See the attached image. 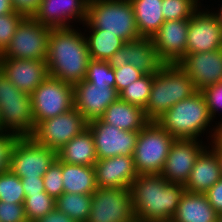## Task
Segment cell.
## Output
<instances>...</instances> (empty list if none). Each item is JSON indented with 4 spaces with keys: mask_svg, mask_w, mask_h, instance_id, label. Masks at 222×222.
I'll use <instances>...</instances> for the list:
<instances>
[{
    "mask_svg": "<svg viewBox=\"0 0 222 222\" xmlns=\"http://www.w3.org/2000/svg\"><path fill=\"white\" fill-rule=\"evenodd\" d=\"M135 220L169 221L174 217L181 196V183H169L160 174H138L130 185Z\"/></svg>",
    "mask_w": 222,
    "mask_h": 222,
    "instance_id": "6da1fadb",
    "label": "cell"
},
{
    "mask_svg": "<svg viewBox=\"0 0 222 222\" xmlns=\"http://www.w3.org/2000/svg\"><path fill=\"white\" fill-rule=\"evenodd\" d=\"M57 158L67 164L94 166L97 159L91 131L87 128L57 151Z\"/></svg>",
    "mask_w": 222,
    "mask_h": 222,
    "instance_id": "484cf974",
    "label": "cell"
},
{
    "mask_svg": "<svg viewBox=\"0 0 222 222\" xmlns=\"http://www.w3.org/2000/svg\"><path fill=\"white\" fill-rule=\"evenodd\" d=\"M87 11V0H41L32 17L52 29L71 28L86 22Z\"/></svg>",
    "mask_w": 222,
    "mask_h": 222,
    "instance_id": "9a60e30c",
    "label": "cell"
},
{
    "mask_svg": "<svg viewBox=\"0 0 222 222\" xmlns=\"http://www.w3.org/2000/svg\"><path fill=\"white\" fill-rule=\"evenodd\" d=\"M51 29L33 17H25L0 58L46 60Z\"/></svg>",
    "mask_w": 222,
    "mask_h": 222,
    "instance_id": "ba28073f",
    "label": "cell"
},
{
    "mask_svg": "<svg viewBox=\"0 0 222 222\" xmlns=\"http://www.w3.org/2000/svg\"><path fill=\"white\" fill-rule=\"evenodd\" d=\"M215 152H216L217 158H218L219 163H220L221 174H222V151H215Z\"/></svg>",
    "mask_w": 222,
    "mask_h": 222,
    "instance_id": "681fc988",
    "label": "cell"
},
{
    "mask_svg": "<svg viewBox=\"0 0 222 222\" xmlns=\"http://www.w3.org/2000/svg\"><path fill=\"white\" fill-rule=\"evenodd\" d=\"M17 138L18 136L12 133L0 132V173L9 169L12 147Z\"/></svg>",
    "mask_w": 222,
    "mask_h": 222,
    "instance_id": "60d3db41",
    "label": "cell"
},
{
    "mask_svg": "<svg viewBox=\"0 0 222 222\" xmlns=\"http://www.w3.org/2000/svg\"><path fill=\"white\" fill-rule=\"evenodd\" d=\"M41 0H12L14 10L25 17H32L38 10Z\"/></svg>",
    "mask_w": 222,
    "mask_h": 222,
    "instance_id": "7bdbcfd3",
    "label": "cell"
},
{
    "mask_svg": "<svg viewBox=\"0 0 222 222\" xmlns=\"http://www.w3.org/2000/svg\"><path fill=\"white\" fill-rule=\"evenodd\" d=\"M15 11L12 0H0V15L9 14Z\"/></svg>",
    "mask_w": 222,
    "mask_h": 222,
    "instance_id": "7dc6e473",
    "label": "cell"
},
{
    "mask_svg": "<svg viewBox=\"0 0 222 222\" xmlns=\"http://www.w3.org/2000/svg\"><path fill=\"white\" fill-rule=\"evenodd\" d=\"M141 37H152L164 23L162 0H130Z\"/></svg>",
    "mask_w": 222,
    "mask_h": 222,
    "instance_id": "4316f807",
    "label": "cell"
},
{
    "mask_svg": "<svg viewBox=\"0 0 222 222\" xmlns=\"http://www.w3.org/2000/svg\"><path fill=\"white\" fill-rule=\"evenodd\" d=\"M100 119L125 131H140L149 122L144 109L120 98L106 108Z\"/></svg>",
    "mask_w": 222,
    "mask_h": 222,
    "instance_id": "cb8c5ba5",
    "label": "cell"
},
{
    "mask_svg": "<svg viewBox=\"0 0 222 222\" xmlns=\"http://www.w3.org/2000/svg\"><path fill=\"white\" fill-rule=\"evenodd\" d=\"M0 71L20 91L31 95L48 77L46 60L0 58Z\"/></svg>",
    "mask_w": 222,
    "mask_h": 222,
    "instance_id": "44dd1931",
    "label": "cell"
},
{
    "mask_svg": "<svg viewBox=\"0 0 222 222\" xmlns=\"http://www.w3.org/2000/svg\"><path fill=\"white\" fill-rule=\"evenodd\" d=\"M34 128L31 95L20 91L0 71V130L30 137Z\"/></svg>",
    "mask_w": 222,
    "mask_h": 222,
    "instance_id": "8992f818",
    "label": "cell"
},
{
    "mask_svg": "<svg viewBox=\"0 0 222 222\" xmlns=\"http://www.w3.org/2000/svg\"><path fill=\"white\" fill-rule=\"evenodd\" d=\"M156 122L175 139L204 141L206 136L209 143L216 127L201 91L173 105Z\"/></svg>",
    "mask_w": 222,
    "mask_h": 222,
    "instance_id": "3957f363",
    "label": "cell"
},
{
    "mask_svg": "<svg viewBox=\"0 0 222 222\" xmlns=\"http://www.w3.org/2000/svg\"><path fill=\"white\" fill-rule=\"evenodd\" d=\"M91 201L92 194L63 192L56 199L55 206L76 222H87L90 214Z\"/></svg>",
    "mask_w": 222,
    "mask_h": 222,
    "instance_id": "f546056e",
    "label": "cell"
},
{
    "mask_svg": "<svg viewBox=\"0 0 222 222\" xmlns=\"http://www.w3.org/2000/svg\"><path fill=\"white\" fill-rule=\"evenodd\" d=\"M93 136L97 159H107L118 155L132 156L138 131H125L103 122L100 118L88 122Z\"/></svg>",
    "mask_w": 222,
    "mask_h": 222,
    "instance_id": "5bb4252c",
    "label": "cell"
},
{
    "mask_svg": "<svg viewBox=\"0 0 222 222\" xmlns=\"http://www.w3.org/2000/svg\"><path fill=\"white\" fill-rule=\"evenodd\" d=\"M45 192L55 200L64 192L62 162L56 158L43 175Z\"/></svg>",
    "mask_w": 222,
    "mask_h": 222,
    "instance_id": "d590c367",
    "label": "cell"
},
{
    "mask_svg": "<svg viewBox=\"0 0 222 222\" xmlns=\"http://www.w3.org/2000/svg\"><path fill=\"white\" fill-rule=\"evenodd\" d=\"M210 5L201 4L189 20L186 54L211 52L222 48V24L212 10L214 4Z\"/></svg>",
    "mask_w": 222,
    "mask_h": 222,
    "instance_id": "7c38bea8",
    "label": "cell"
},
{
    "mask_svg": "<svg viewBox=\"0 0 222 222\" xmlns=\"http://www.w3.org/2000/svg\"><path fill=\"white\" fill-rule=\"evenodd\" d=\"M57 158V152L36 143L31 137H18L10 155L9 169L20 178L43 177Z\"/></svg>",
    "mask_w": 222,
    "mask_h": 222,
    "instance_id": "8fae6325",
    "label": "cell"
},
{
    "mask_svg": "<svg viewBox=\"0 0 222 222\" xmlns=\"http://www.w3.org/2000/svg\"><path fill=\"white\" fill-rule=\"evenodd\" d=\"M222 178L220 163L215 150L208 145L196 159L185 190L191 193H205Z\"/></svg>",
    "mask_w": 222,
    "mask_h": 222,
    "instance_id": "603a6c76",
    "label": "cell"
},
{
    "mask_svg": "<svg viewBox=\"0 0 222 222\" xmlns=\"http://www.w3.org/2000/svg\"><path fill=\"white\" fill-rule=\"evenodd\" d=\"M198 91L222 82V48L211 52L186 54L178 63Z\"/></svg>",
    "mask_w": 222,
    "mask_h": 222,
    "instance_id": "ffe728a7",
    "label": "cell"
},
{
    "mask_svg": "<svg viewBox=\"0 0 222 222\" xmlns=\"http://www.w3.org/2000/svg\"><path fill=\"white\" fill-rule=\"evenodd\" d=\"M196 92L194 82L177 63L163 64L154 74L145 115L149 121H156L173 105Z\"/></svg>",
    "mask_w": 222,
    "mask_h": 222,
    "instance_id": "277c9868",
    "label": "cell"
},
{
    "mask_svg": "<svg viewBox=\"0 0 222 222\" xmlns=\"http://www.w3.org/2000/svg\"><path fill=\"white\" fill-rule=\"evenodd\" d=\"M201 4V0H162V14L165 21L190 19Z\"/></svg>",
    "mask_w": 222,
    "mask_h": 222,
    "instance_id": "836d02e7",
    "label": "cell"
},
{
    "mask_svg": "<svg viewBox=\"0 0 222 222\" xmlns=\"http://www.w3.org/2000/svg\"><path fill=\"white\" fill-rule=\"evenodd\" d=\"M0 222H28L24 205L0 201Z\"/></svg>",
    "mask_w": 222,
    "mask_h": 222,
    "instance_id": "ab89813d",
    "label": "cell"
},
{
    "mask_svg": "<svg viewBox=\"0 0 222 222\" xmlns=\"http://www.w3.org/2000/svg\"><path fill=\"white\" fill-rule=\"evenodd\" d=\"M114 74L115 89L120 93L124 88L130 85L133 81L141 78L145 73L127 63L123 67L114 69Z\"/></svg>",
    "mask_w": 222,
    "mask_h": 222,
    "instance_id": "f35d334b",
    "label": "cell"
},
{
    "mask_svg": "<svg viewBox=\"0 0 222 222\" xmlns=\"http://www.w3.org/2000/svg\"><path fill=\"white\" fill-rule=\"evenodd\" d=\"M215 2H216V0H214ZM219 1V0H218ZM219 2H221L220 4H217L219 7L217 8V7H214V8H212V10L216 13V15L218 16V18H219V21H220V23L222 24V0L221 1H219ZM217 8V9H216Z\"/></svg>",
    "mask_w": 222,
    "mask_h": 222,
    "instance_id": "c3c4849f",
    "label": "cell"
},
{
    "mask_svg": "<svg viewBox=\"0 0 222 222\" xmlns=\"http://www.w3.org/2000/svg\"><path fill=\"white\" fill-rule=\"evenodd\" d=\"M35 126L74 107L73 85L49 76L31 94Z\"/></svg>",
    "mask_w": 222,
    "mask_h": 222,
    "instance_id": "30bf717a",
    "label": "cell"
},
{
    "mask_svg": "<svg viewBox=\"0 0 222 222\" xmlns=\"http://www.w3.org/2000/svg\"><path fill=\"white\" fill-rule=\"evenodd\" d=\"M90 59L107 61L125 43L115 34L104 33L101 29H82Z\"/></svg>",
    "mask_w": 222,
    "mask_h": 222,
    "instance_id": "f1b7e54d",
    "label": "cell"
},
{
    "mask_svg": "<svg viewBox=\"0 0 222 222\" xmlns=\"http://www.w3.org/2000/svg\"><path fill=\"white\" fill-rule=\"evenodd\" d=\"M153 78L154 74H144L124 88L119 93V98L129 104L145 109L151 93Z\"/></svg>",
    "mask_w": 222,
    "mask_h": 222,
    "instance_id": "4dcf8cb0",
    "label": "cell"
},
{
    "mask_svg": "<svg viewBox=\"0 0 222 222\" xmlns=\"http://www.w3.org/2000/svg\"><path fill=\"white\" fill-rule=\"evenodd\" d=\"M24 18V15L16 11L0 15V54L7 48L17 26Z\"/></svg>",
    "mask_w": 222,
    "mask_h": 222,
    "instance_id": "8d00e7d4",
    "label": "cell"
},
{
    "mask_svg": "<svg viewBox=\"0 0 222 222\" xmlns=\"http://www.w3.org/2000/svg\"><path fill=\"white\" fill-rule=\"evenodd\" d=\"M25 194H39L44 192L43 177L36 178H20Z\"/></svg>",
    "mask_w": 222,
    "mask_h": 222,
    "instance_id": "ee69618b",
    "label": "cell"
},
{
    "mask_svg": "<svg viewBox=\"0 0 222 222\" xmlns=\"http://www.w3.org/2000/svg\"><path fill=\"white\" fill-rule=\"evenodd\" d=\"M25 191L18 175L10 169L0 173V201L23 204Z\"/></svg>",
    "mask_w": 222,
    "mask_h": 222,
    "instance_id": "d6a6232c",
    "label": "cell"
},
{
    "mask_svg": "<svg viewBox=\"0 0 222 222\" xmlns=\"http://www.w3.org/2000/svg\"><path fill=\"white\" fill-rule=\"evenodd\" d=\"M153 222H173V221L169 220V221H153Z\"/></svg>",
    "mask_w": 222,
    "mask_h": 222,
    "instance_id": "816d5d0a",
    "label": "cell"
},
{
    "mask_svg": "<svg viewBox=\"0 0 222 222\" xmlns=\"http://www.w3.org/2000/svg\"><path fill=\"white\" fill-rule=\"evenodd\" d=\"M209 145L215 150V151H222V122H219L216 124L211 142Z\"/></svg>",
    "mask_w": 222,
    "mask_h": 222,
    "instance_id": "bcb514c9",
    "label": "cell"
},
{
    "mask_svg": "<svg viewBox=\"0 0 222 222\" xmlns=\"http://www.w3.org/2000/svg\"><path fill=\"white\" fill-rule=\"evenodd\" d=\"M218 222H222V213L219 214Z\"/></svg>",
    "mask_w": 222,
    "mask_h": 222,
    "instance_id": "f907efd6",
    "label": "cell"
},
{
    "mask_svg": "<svg viewBox=\"0 0 222 222\" xmlns=\"http://www.w3.org/2000/svg\"><path fill=\"white\" fill-rule=\"evenodd\" d=\"M175 138L156 121H149L140 131L133 152L138 174H160Z\"/></svg>",
    "mask_w": 222,
    "mask_h": 222,
    "instance_id": "52a82bcc",
    "label": "cell"
},
{
    "mask_svg": "<svg viewBox=\"0 0 222 222\" xmlns=\"http://www.w3.org/2000/svg\"><path fill=\"white\" fill-rule=\"evenodd\" d=\"M36 222H76V221L55 207L51 212H49L42 218L38 219Z\"/></svg>",
    "mask_w": 222,
    "mask_h": 222,
    "instance_id": "f6af8a7d",
    "label": "cell"
},
{
    "mask_svg": "<svg viewBox=\"0 0 222 222\" xmlns=\"http://www.w3.org/2000/svg\"><path fill=\"white\" fill-rule=\"evenodd\" d=\"M89 60L88 45L81 26L51 29L46 59L49 76L72 85L82 82Z\"/></svg>",
    "mask_w": 222,
    "mask_h": 222,
    "instance_id": "7a4b0ae2",
    "label": "cell"
},
{
    "mask_svg": "<svg viewBox=\"0 0 222 222\" xmlns=\"http://www.w3.org/2000/svg\"><path fill=\"white\" fill-rule=\"evenodd\" d=\"M189 20L164 21L151 37L156 53L164 64L178 63L186 55Z\"/></svg>",
    "mask_w": 222,
    "mask_h": 222,
    "instance_id": "ac0fdd59",
    "label": "cell"
},
{
    "mask_svg": "<svg viewBox=\"0 0 222 222\" xmlns=\"http://www.w3.org/2000/svg\"><path fill=\"white\" fill-rule=\"evenodd\" d=\"M209 145L198 139H175L160 175L169 183L185 185L196 159Z\"/></svg>",
    "mask_w": 222,
    "mask_h": 222,
    "instance_id": "2e32d148",
    "label": "cell"
},
{
    "mask_svg": "<svg viewBox=\"0 0 222 222\" xmlns=\"http://www.w3.org/2000/svg\"><path fill=\"white\" fill-rule=\"evenodd\" d=\"M205 195L214 208V210L218 213H222V178L218 180L210 189L205 192Z\"/></svg>",
    "mask_w": 222,
    "mask_h": 222,
    "instance_id": "b9f144b4",
    "label": "cell"
},
{
    "mask_svg": "<svg viewBox=\"0 0 222 222\" xmlns=\"http://www.w3.org/2000/svg\"><path fill=\"white\" fill-rule=\"evenodd\" d=\"M87 127L88 121L73 107L67 112L38 123L30 137L36 143L57 152Z\"/></svg>",
    "mask_w": 222,
    "mask_h": 222,
    "instance_id": "9c48e42d",
    "label": "cell"
},
{
    "mask_svg": "<svg viewBox=\"0 0 222 222\" xmlns=\"http://www.w3.org/2000/svg\"><path fill=\"white\" fill-rule=\"evenodd\" d=\"M107 62L113 69L128 63L145 74H155L164 64L159 59L150 37H140L137 40L125 42Z\"/></svg>",
    "mask_w": 222,
    "mask_h": 222,
    "instance_id": "e0dca14e",
    "label": "cell"
},
{
    "mask_svg": "<svg viewBox=\"0 0 222 222\" xmlns=\"http://www.w3.org/2000/svg\"><path fill=\"white\" fill-rule=\"evenodd\" d=\"M64 192L93 194L97 189L94 166L62 162Z\"/></svg>",
    "mask_w": 222,
    "mask_h": 222,
    "instance_id": "83f0119b",
    "label": "cell"
},
{
    "mask_svg": "<svg viewBox=\"0 0 222 222\" xmlns=\"http://www.w3.org/2000/svg\"><path fill=\"white\" fill-rule=\"evenodd\" d=\"M219 214L209 203L205 193L185 191L181 196L173 222H218Z\"/></svg>",
    "mask_w": 222,
    "mask_h": 222,
    "instance_id": "d4e9b609",
    "label": "cell"
},
{
    "mask_svg": "<svg viewBox=\"0 0 222 222\" xmlns=\"http://www.w3.org/2000/svg\"><path fill=\"white\" fill-rule=\"evenodd\" d=\"M201 92L205 96L207 102L208 110L213 121L218 124L222 122V82H217L216 84L209 85L205 87ZM221 112V113H220ZM220 119H219V117ZM218 117V121H217ZM216 119V120H215Z\"/></svg>",
    "mask_w": 222,
    "mask_h": 222,
    "instance_id": "74e56055",
    "label": "cell"
},
{
    "mask_svg": "<svg viewBox=\"0 0 222 222\" xmlns=\"http://www.w3.org/2000/svg\"><path fill=\"white\" fill-rule=\"evenodd\" d=\"M97 188H130L138 176L133 156L98 159L94 164Z\"/></svg>",
    "mask_w": 222,
    "mask_h": 222,
    "instance_id": "7402d4cb",
    "label": "cell"
},
{
    "mask_svg": "<svg viewBox=\"0 0 222 222\" xmlns=\"http://www.w3.org/2000/svg\"><path fill=\"white\" fill-rule=\"evenodd\" d=\"M56 200L49 196L45 191L39 194H25L24 209L28 222H36L49 212L55 206Z\"/></svg>",
    "mask_w": 222,
    "mask_h": 222,
    "instance_id": "1f68e13d",
    "label": "cell"
},
{
    "mask_svg": "<svg viewBox=\"0 0 222 222\" xmlns=\"http://www.w3.org/2000/svg\"><path fill=\"white\" fill-rule=\"evenodd\" d=\"M82 29H101L115 34L124 42L139 39L130 0H94L88 2L86 22Z\"/></svg>",
    "mask_w": 222,
    "mask_h": 222,
    "instance_id": "5b68a950",
    "label": "cell"
},
{
    "mask_svg": "<svg viewBox=\"0 0 222 222\" xmlns=\"http://www.w3.org/2000/svg\"><path fill=\"white\" fill-rule=\"evenodd\" d=\"M84 80L95 85H107L108 88H115L114 69L107 61L90 59Z\"/></svg>",
    "mask_w": 222,
    "mask_h": 222,
    "instance_id": "e575fe53",
    "label": "cell"
},
{
    "mask_svg": "<svg viewBox=\"0 0 222 222\" xmlns=\"http://www.w3.org/2000/svg\"><path fill=\"white\" fill-rule=\"evenodd\" d=\"M135 220L129 188H97L92 194L87 222H132Z\"/></svg>",
    "mask_w": 222,
    "mask_h": 222,
    "instance_id": "4fadbf2b",
    "label": "cell"
},
{
    "mask_svg": "<svg viewBox=\"0 0 222 222\" xmlns=\"http://www.w3.org/2000/svg\"><path fill=\"white\" fill-rule=\"evenodd\" d=\"M74 107L88 121L99 119L106 108L119 98L115 88L83 80L73 85Z\"/></svg>",
    "mask_w": 222,
    "mask_h": 222,
    "instance_id": "d6986e66",
    "label": "cell"
}]
</instances>
